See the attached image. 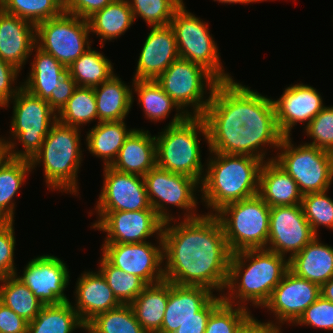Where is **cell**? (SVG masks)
Returning <instances> with one entry per match:
<instances>
[{"label": "cell", "instance_id": "30bf717a", "mask_svg": "<svg viewBox=\"0 0 333 333\" xmlns=\"http://www.w3.org/2000/svg\"><path fill=\"white\" fill-rule=\"evenodd\" d=\"M155 80L188 116L204 114L219 82L204 67L182 58L176 59Z\"/></svg>", "mask_w": 333, "mask_h": 333}, {"label": "cell", "instance_id": "8d00e7d4", "mask_svg": "<svg viewBox=\"0 0 333 333\" xmlns=\"http://www.w3.org/2000/svg\"><path fill=\"white\" fill-rule=\"evenodd\" d=\"M0 302L27 322L32 321L44 306L15 275L0 280Z\"/></svg>", "mask_w": 333, "mask_h": 333}, {"label": "cell", "instance_id": "f6af8a7d", "mask_svg": "<svg viewBox=\"0 0 333 333\" xmlns=\"http://www.w3.org/2000/svg\"><path fill=\"white\" fill-rule=\"evenodd\" d=\"M303 130L312 139L306 144L333 153V106H325Z\"/></svg>", "mask_w": 333, "mask_h": 333}, {"label": "cell", "instance_id": "c3c4849f", "mask_svg": "<svg viewBox=\"0 0 333 333\" xmlns=\"http://www.w3.org/2000/svg\"><path fill=\"white\" fill-rule=\"evenodd\" d=\"M21 74L16 67L0 59V107L10 102L22 88V82L17 86V78ZM16 82V83H15ZM15 85V86H14Z\"/></svg>", "mask_w": 333, "mask_h": 333}, {"label": "cell", "instance_id": "6f0895ef", "mask_svg": "<svg viewBox=\"0 0 333 333\" xmlns=\"http://www.w3.org/2000/svg\"><path fill=\"white\" fill-rule=\"evenodd\" d=\"M7 157V147L2 141V137H0V164Z\"/></svg>", "mask_w": 333, "mask_h": 333}, {"label": "cell", "instance_id": "ee69618b", "mask_svg": "<svg viewBox=\"0 0 333 333\" xmlns=\"http://www.w3.org/2000/svg\"><path fill=\"white\" fill-rule=\"evenodd\" d=\"M324 192L304 194L301 201L303 213L312 231L318 235V227L333 230V199Z\"/></svg>", "mask_w": 333, "mask_h": 333}, {"label": "cell", "instance_id": "9f6ffc18", "mask_svg": "<svg viewBox=\"0 0 333 333\" xmlns=\"http://www.w3.org/2000/svg\"><path fill=\"white\" fill-rule=\"evenodd\" d=\"M213 1H216L218 3H221V4H250V3H261V2H264V1H268V0H213Z\"/></svg>", "mask_w": 333, "mask_h": 333}, {"label": "cell", "instance_id": "7dc6e473", "mask_svg": "<svg viewBox=\"0 0 333 333\" xmlns=\"http://www.w3.org/2000/svg\"><path fill=\"white\" fill-rule=\"evenodd\" d=\"M15 221H0V280L18 271L15 267Z\"/></svg>", "mask_w": 333, "mask_h": 333}, {"label": "cell", "instance_id": "ac0fdd59", "mask_svg": "<svg viewBox=\"0 0 333 333\" xmlns=\"http://www.w3.org/2000/svg\"><path fill=\"white\" fill-rule=\"evenodd\" d=\"M269 222L266 249L288 259L317 236L305 218L301 204L271 207Z\"/></svg>", "mask_w": 333, "mask_h": 333}, {"label": "cell", "instance_id": "836d02e7", "mask_svg": "<svg viewBox=\"0 0 333 333\" xmlns=\"http://www.w3.org/2000/svg\"><path fill=\"white\" fill-rule=\"evenodd\" d=\"M32 172L30 160L6 157L0 164V221H15V195Z\"/></svg>", "mask_w": 333, "mask_h": 333}, {"label": "cell", "instance_id": "681fc988", "mask_svg": "<svg viewBox=\"0 0 333 333\" xmlns=\"http://www.w3.org/2000/svg\"><path fill=\"white\" fill-rule=\"evenodd\" d=\"M114 0H65L63 10L66 13L87 19L93 13L103 9Z\"/></svg>", "mask_w": 333, "mask_h": 333}, {"label": "cell", "instance_id": "816d5d0a", "mask_svg": "<svg viewBox=\"0 0 333 333\" xmlns=\"http://www.w3.org/2000/svg\"><path fill=\"white\" fill-rule=\"evenodd\" d=\"M28 322L0 302V333H27Z\"/></svg>", "mask_w": 333, "mask_h": 333}, {"label": "cell", "instance_id": "52a82bcc", "mask_svg": "<svg viewBox=\"0 0 333 333\" xmlns=\"http://www.w3.org/2000/svg\"><path fill=\"white\" fill-rule=\"evenodd\" d=\"M12 103L13 114L9 126L11 138L2 137L7 147V157L31 160L57 121V113L46 100L30 94L23 87L3 108L7 109ZM19 143L22 144V150H18Z\"/></svg>", "mask_w": 333, "mask_h": 333}, {"label": "cell", "instance_id": "4316f807", "mask_svg": "<svg viewBox=\"0 0 333 333\" xmlns=\"http://www.w3.org/2000/svg\"><path fill=\"white\" fill-rule=\"evenodd\" d=\"M258 195L271 207L301 204L297 183L274 161H264L259 173Z\"/></svg>", "mask_w": 333, "mask_h": 333}, {"label": "cell", "instance_id": "7a4b0ae2", "mask_svg": "<svg viewBox=\"0 0 333 333\" xmlns=\"http://www.w3.org/2000/svg\"><path fill=\"white\" fill-rule=\"evenodd\" d=\"M179 221L164 222L162 227L164 280L222 295L232 253L220 221L214 214Z\"/></svg>", "mask_w": 333, "mask_h": 333}, {"label": "cell", "instance_id": "7bdbcfd3", "mask_svg": "<svg viewBox=\"0 0 333 333\" xmlns=\"http://www.w3.org/2000/svg\"><path fill=\"white\" fill-rule=\"evenodd\" d=\"M253 316L250 309L223 301L211 313L205 333H238Z\"/></svg>", "mask_w": 333, "mask_h": 333}, {"label": "cell", "instance_id": "f907efd6", "mask_svg": "<svg viewBox=\"0 0 333 333\" xmlns=\"http://www.w3.org/2000/svg\"><path fill=\"white\" fill-rule=\"evenodd\" d=\"M76 82L69 75L68 71L58 80V85L55 88V94L47 100L50 107L58 113L66 104L68 99L73 95L77 88Z\"/></svg>", "mask_w": 333, "mask_h": 333}, {"label": "cell", "instance_id": "5bb4252c", "mask_svg": "<svg viewBox=\"0 0 333 333\" xmlns=\"http://www.w3.org/2000/svg\"><path fill=\"white\" fill-rule=\"evenodd\" d=\"M95 212L98 219L90 228L107 234L103 244L142 243L150 237L162 238L164 222L154 209Z\"/></svg>", "mask_w": 333, "mask_h": 333}, {"label": "cell", "instance_id": "5b68a950", "mask_svg": "<svg viewBox=\"0 0 333 333\" xmlns=\"http://www.w3.org/2000/svg\"><path fill=\"white\" fill-rule=\"evenodd\" d=\"M81 137V128L56 121L40 150L30 160L32 170L42 164L49 191L78 196V172L84 160Z\"/></svg>", "mask_w": 333, "mask_h": 333}, {"label": "cell", "instance_id": "9a60e30c", "mask_svg": "<svg viewBox=\"0 0 333 333\" xmlns=\"http://www.w3.org/2000/svg\"><path fill=\"white\" fill-rule=\"evenodd\" d=\"M102 244V256L127 274L136 275L147 285L164 280L163 239L157 243Z\"/></svg>", "mask_w": 333, "mask_h": 333}, {"label": "cell", "instance_id": "bcb514c9", "mask_svg": "<svg viewBox=\"0 0 333 333\" xmlns=\"http://www.w3.org/2000/svg\"><path fill=\"white\" fill-rule=\"evenodd\" d=\"M333 331V303L320 296L293 324Z\"/></svg>", "mask_w": 333, "mask_h": 333}, {"label": "cell", "instance_id": "f1b7e54d", "mask_svg": "<svg viewBox=\"0 0 333 333\" xmlns=\"http://www.w3.org/2000/svg\"><path fill=\"white\" fill-rule=\"evenodd\" d=\"M133 85H126L117 73L93 87L96 97L98 122L125 120L134 102Z\"/></svg>", "mask_w": 333, "mask_h": 333}, {"label": "cell", "instance_id": "60d3db41", "mask_svg": "<svg viewBox=\"0 0 333 333\" xmlns=\"http://www.w3.org/2000/svg\"><path fill=\"white\" fill-rule=\"evenodd\" d=\"M0 8L35 26L59 16L64 11L59 0H1Z\"/></svg>", "mask_w": 333, "mask_h": 333}, {"label": "cell", "instance_id": "ba28073f", "mask_svg": "<svg viewBox=\"0 0 333 333\" xmlns=\"http://www.w3.org/2000/svg\"><path fill=\"white\" fill-rule=\"evenodd\" d=\"M214 215L221 223L231 253L266 249L270 207L259 195L227 204Z\"/></svg>", "mask_w": 333, "mask_h": 333}, {"label": "cell", "instance_id": "3957f363", "mask_svg": "<svg viewBox=\"0 0 333 333\" xmlns=\"http://www.w3.org/2000/svg\"><path fill=\"white\" fill-rule=\"evenodd\" d=\"M289 270V259L267 249H248L231 254L223 301L247 309L262 308Z\"/></svg>", "mask_w": 333, "mask_h": 333}, {"label": "cell", "instance_id": "9c48e42d", "mask_svg": "<svg viewBox=\"0 0 333 333\" xmlns=\"http://www.w3.org/2000/svg\"><path fill=\"white\" fill-rule=\"evenodd\" d=\"M292 142L291 136L283 137L273 160L293 178L303 195L329 190L333 184V153Z\"/></svg>", "mask_w": 333, "mask_h": 333}, {"label": "cell", "instance_id": "cb8c5ba5", "mask_svg": "<svg viewBox=\"0 0 333 333\" xmlns=\"http://www.w3.org/2000/svg\"><path fill=\"white\" fill-rule=\"evenodd\" d=\"M75 287V302L71 305L85 325L98 314L121 305L99 271H83Z\"/></svg>", "mask_w": 333, "mask_h": 333}, {"label": "cell", "instance_id": "d4e9b609", "mask_svg": "<svg viewBox=\"0 0 333 333\" xmlns=\"http://www.w3.org/2000/svg\"><path fill=\"white\" fill-rule=\"evenodd\" d=\"M156 166L155 135L135 128L125 139L111 168L129 174L145 176Z\"/></svg>", "mask_w": 333, "mask_h": 333}, {"label": "cell", "instance_id": "d590c367", "mask_svg": "<svg viewBox=\"0 0 333 333\" xmlns=\"http://www.w3.org/2000/svg\"><path fill=\"white\" fill-rule=\"evenodd\" d=\"M113 63L91 47L67 71L79 87H96L114 75Z\"/></svg>", "mask_w": 333, "mask_h": 333}, {"label": "cell", "instance_id": "44dd1931", "mask_svg": "<svg viewBox=\"0 0 333 333\" xmlns=\"http://www.w3.org/2000/svg\"><path fill=\"white\" fill-rule=\"evenodd\" d=\"M284 89L281 97L272 101L278 128L285 137L292 135L298 123H304V129L325 105L320 92L308 84L300 82Z\"/></svg>", "mask_w": 333, "mask_h": 333}, {"label": "cell", "instance_id": "7c38bea8", "mask_svg": "<svg viewBox=\"0 0 333 333\" xmlns=\"http://www.w3.org/2000/svg\"><path fill=\"white\" fill-rule=\"evenodd\" d=\"M144 181L150 205L163 222L181 219L180 214L176 218L169 213L168 205L183 210L182 219L203 215L197 213L199 194L196 193L201 192V187L196 179L155 166L144 176Z\"/></svg>", "mask_w": 333, "mask_h": 333}, {"label": "cell", "instance_id": "f5cc1de1", "mask_svg": "<svg viewBox=\"0 0 333 333\" xmlns=\"http://www.w3.org/2000/svg\"><path fill=\"white\" fill-rule=\"evenodd\" d=\"M282 327L267 324L254 316L240 329L238 333H283Z\"/></svg>", "mask_w": 333, "mask_h": 333}, {"label": "cell", "instance_id": "ab89813d", "mask_svg": "<svg viewBox=\"0 0 333 333\" xmlns=\"http://www.w3.org/2000/svg\"><path fill=\"white\" fill-rule=\"evenodd\" d=\"M98 264V271L121 304H131L147 286L141 278L111 265L102 255Z\"/></svg>", "mask_w": 333, "mask_h": 333}, {"label": "cell", "instance_id": "83f0119b", "mask_svg": "<svg viewBox=\"0 0 333 333\" xmlns=\"http://www.w3.org/2000/svg\"><path fill=\"white\" fill-rule=\"evenodd\" d=\"M132 94L138 96V105L143 109L144 116L151 122H160L169 118V115L175 108L176 113L169 121L168 126L176 125L183 122L187 117L186 114L176 102L167 95L155 79L150 80H133Z\"/></svg>", "mask_w": 333, "mask_h": 333}, {"label": "cell", "instance_id": "484cf974", "mask_svg": "<svg viewBox=\"0 0 333 333\" xmlns=\"http://www.w3.org/2000/svg\"><path fill=\"white\" fill-rule=\"evenodd\" d=\"M295 275L322 286L333 277V247L315 236L300 252L289 259Z\"/></svg>", "mask_w": 333, "mask_h": 333}, {"label": "cell", "instance_id": "4dcf8cb0", "mask_svg": "<svg viewBox=\"0 0 333 333\" xmlns=\"http://www.w3.org/2000/svg\"><path fill=\"white\" fill-rule=\"evenodd\" d=\"M126 125L125 120L98 122L86 132V148L92 156L102 159L103 166L113 163L125 139L135 129Z\"/></svg>", "mask_w": 333, "mask_h": 333}, {"label": "cell", "instance_id": "8fae6325", "mask_svg": "<svg viewBox=\"0 0 333 333\" xmlns=\"http://www.w3.org/2000/svg\"><path fill=\"white\" fill-rule=\"evenodd\" d=\"M183 3L174 13L170 26L176 38L179 58L204 67L219 82L232 80L220 59L219 47L210 34L208 22L196 17Z\"/></svg>", "mask_w": 333, "mask_h": 333}, {"label": "cell", "instance_id": "8992f818", "mask_svg": "<svg viewBox=\"0 0 333 333\" xmlns=\"http://www.w3.org/2000/svg\"><path fill=\"white\" fill-rule=\"evenodd\" d=\"M155 135L156 166L172 173L196 179L200 184L206 164H202L201 136L208 143V131L202 116H188L183 122L168 126ZM200 135V136H199Z\"/></svg>", "mask_w": 333, "mask_h": 333}, {"label": "cell", "instance_id": "f35d334b", "mask_svg": "<svg viewBox=\"0 0 333 333\" xmlns=\"http://www.w3.org/2000/svg\"><path fill=\"white\" fill-rule=\"evenodd\" d=\"M86 333H148L138 322L130 304L98 314L86 325Z\"/></svg>", "mask_w": 333, "mask_h": 333}, {"label": "cell", "instance_id": "db71d44e", "mask_svg": "<svg viewBox=\"0 0 333 333\" xmlns=\"http://www.w3.org/2000/svg\"><path fill=\"white\" fill-rule=\"evenodd\" d=\"M209 317H195L187 320L173 333H205Z\"/></svg>", "mask_w": 333, "mask_h": 333}, {"label": "cell", "instance_id": "11a10c76", "mask_svg": "<svg viewBox=\"0 0 333 333\" xmlns=\"http://www.w3.org/2000/svg\"><path fill=\"white\" fill-rule=\"evenodd\" d=\"M321 296L333 303V277L321 286Z\"/></svg>", "mask_w": 333, "mask_h": 333}, {"label": "cell", "instance_id": "277c9868", "mask_svg": "<svg viewBox=\"0 0 333 333\" xmlns=\"http://www.w3.org/2000/svg\"><path fill=\"white\" fill-rule=\"evenodd\" d=\"M208 154L200 184L201 202L210 208L205 214H215L227 204L258 195L261 159L249 155Z\"/></svg>", "mask_w": 333, "mask_h": 333}, {"label": "cell", "instance_id": "603a6c76", "mask_svg": "<svg viewBox=\"0 0 333 333\" xmlns=\"http://www.w3.org/2000/svg\"><path fill=\"white\" fill-rule=\"evenodd\" d=\"M35 45L36 26L0 8V59L21 71Z\"/></svg>", "mask_w": 333, "mask_h": 333}, {"label": "cell", "instance_id": "e575fe53", "mask_svg": "<svg viewBox=\"0 0 333 333\" xmlns=\"http://www.w3.org/2000/svg\"><path fill=\"white\" fill-rule=\"evenodd\" d=\"M86 330L71 302L58 305H44L39 314L28 322L27 333H72L77 329Z\"/></svg>", "mask_w": 333, "mask_h": 333}, {"label": "cell", "instance_id": "6da1fadb", "mask_svg": "<svg viewBox=\"0 0 333 333\" xmlns=\"http://www.w3.org/2000/svg\"><path fill=\"white\" fill-rule=\"evenodd\" d=\"M272 100L234 79L218 82L202 115L208 131V152L273 160V156L266 158L267 147L277 151L284 136Z\"/></svg>", "mask_w": 333, "mask_h": 333}, {"label": "cell", "instance_id": "d6a6232c", "mask_svg": "<svg viewBox=\"0 0 333 333\" xmlns=\"http://www.w3.org/2000/svg\"><path fill=\"white\" fill-rule=\"evenodd\" d=\"M168 302V281L147 285L130 304L136 319L148 333H157L162 326Z\"/></svg>", "mask_w": 333, "mask_h": 333}, {"label": "cell", "instance_id": "ffe728a7", "mask_svg": "<svg viewBox=\"0 0 333 333\" xmlns=\"http://www.w3.org/2000/svg\"><path fill=\"white\" fill-rule=\"evenodd\" d=\"M103 186L95 211H139L153 209L150 205L144 177L103 167Z\"/></svg>", "mask_w": 333, "mask_h": 333}, {"label": "cell", "instance_id": "1f68e13d", "mask_svg": "<svg viewBox=\"0 0 333 333\" xmlns=\"http://www.w3.org/2000/svg\"><path fill=\"white\" fill-rule=\"evenodd\" d=\"M90 34L99 37L100 47L104 43L120 38L134 24L132 10L127 0H114L103 9L87 18Z\"/></svg>", "mask_w": 333, "mask_h": 333}, {"label": "cell", "instance_id": "b9f144b4", "mask_svg": "<svg viewBox=\"0 0 333 333\" xmlns=\"http://www.w3.org/2000/svg\"><path fill=\"white\" fill-rule=\"evenodd\" d=\"M134 20L141 17L149 27L170 25L183 0H127Z\"/></svg>", "mask_w": 333, "mask_h": 333}, {"label": "cell", "instance_id": "2e32d148", "mask_svg": "<svg viewBox=\"0 0 333 333\" xmlns=\"http://www.w3.org/2000/svg\"><path fill=\"white\" fill-rule=\"evenodd\" d=\"M23 274L15 277L24 283L44 305L70 302L66 296L70 280L69 269L64 260L54 255L34 256L25 265Z\"/></svg>", "mask_w": 333, "mask_h": 333}, {"label": "cell", "instance_id": "7402d4cb", "mask_svg": "<svg viewBox=\"0 0 333 333\" xmlns=\"http://www.w3.org/2000/svg\"><path fill=\"white\" fill-rule=\"evenodd\" d=\"M150 28L139 53L133 80L156 79L179 58L173 28L170 25Z\"/></svg>", "mask_w": 333, "mask_h": 333}, {"label": "cell", "instance_id": "f546056e", "mask_svg": "<svg viewBox=\"0 0 333 333\" xmlns=\"http://www.w3.org/2000/svg\"><path fill=\"white\" fill-rule=\"evenodd\" d=\"M32 52L35 54L31 70L27 79L23 80L22 87L30 94L47 101L51 94H55L58 80L67 72V67L36 45Z\"/></svg>", "mask_w": 333, "mask_h": 333}, {"label": "cell", "instance_id": "74e56055", "mask_svg": "<svg viewBox=\"0 0 333 333\" xmlns=\"http://www.w3.org/2000/svg\"><path fill=\"white\" fill-rule=\"evenodd\" d=\"M97 120V105L93 87H77L73 95L57 113V121L67 126L82 128Z\"/></svg>", "mask_w": 333, "mask_h": 333}, {"label": "cell", "instance_id": "680465c9", "mask_svg": "<svg viewBox=\"0 0 333 333\" xmlns=\"http://www.w3.org/2000/svg\"><path fill=\"white\" fill-rule=\"evenodd\" d=\"M62 4H64L65 0H59Z\"/></svg>", "mask_w": 333, "mask_h": 333}, {"label": "cell", "instance_id": "d6986e66", "mask_svg": "<svg viewBox=\"0 0 333 333\" xmlns=\"http://www.w3.org/2000/svg\"><path fill=\"white\" fill-rule=\"evenodd\" d=\"M223 302L222 295L202 286H181L168 281V302L161 329L157 333H173L187 320L210 317Z\"/></svg>", "mask_w": 333, "mask_h": 333}, {"label": "cell", "instance_id": "4fadbf2b", "mask_svg": "<svg viewBox=\"0 0 333 333\" xmlns=\"http://www.w3.org/2000/svg\"><path fill=\"white\" fill-rule=\"evenodd\" d=\"M89 36L87 19L64 11L36 25V46L67 68L91 47Z\"/></svg>", "mask_w": 333, "mask_h": 333}, {"label": "cell", "instance_id": "e0dca14e", "mask_svg": "<svg viewBox=\"0 0 333 333\" xmlns=\"http://www.w3.org/2000/svg\"><path fill=\"white\" fill-rule=\"evenodd\" d=\"M321 296V286L287 271L280 283L274 288L269 300L262 308L273 313L274 321L267 324L282 327L293 324L303 312Z\"/></svg>", "mask_w": 333, "mask_h": 333}]
</instances>
